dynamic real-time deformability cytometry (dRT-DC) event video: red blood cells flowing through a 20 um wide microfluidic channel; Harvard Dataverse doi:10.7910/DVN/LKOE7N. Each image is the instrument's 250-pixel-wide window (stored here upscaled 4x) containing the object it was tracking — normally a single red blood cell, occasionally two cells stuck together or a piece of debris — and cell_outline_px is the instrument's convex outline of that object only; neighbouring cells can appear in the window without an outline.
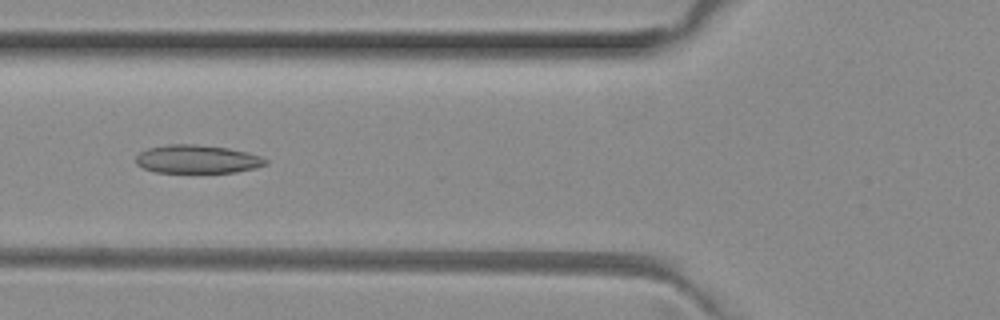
{"species": "common noctule bat (a hibernating species)", "species_latin": "Nyctalus noctula", "temperature_condition": "room temperature", "stored_images_in_passage": 2, "camera_frame_rate_fps": 3000, "um_per_image_px": 0.085, "animal": {"sex": "female", "body_mass_g": 29.2, "forearm_length_mm": 56.3}, "frame": {"image": 1, "passage_image": 2, "time_ms": 0.333, "image_size_px": [1000, 320], "cell_outline_px": [[268, 164], [256, 168], [236, 172], [156, 172], [144, 168], [136, 164], [136, 156], [140, 152], [148, 148], [168, 144], [196, 144], [228, 148], [248, 152], [260, 156], [268, 160]], "centroid_in_image_um": [16.79, 13.52], "position_along_channel_um": 109.0, "area_um2": 21.44}}